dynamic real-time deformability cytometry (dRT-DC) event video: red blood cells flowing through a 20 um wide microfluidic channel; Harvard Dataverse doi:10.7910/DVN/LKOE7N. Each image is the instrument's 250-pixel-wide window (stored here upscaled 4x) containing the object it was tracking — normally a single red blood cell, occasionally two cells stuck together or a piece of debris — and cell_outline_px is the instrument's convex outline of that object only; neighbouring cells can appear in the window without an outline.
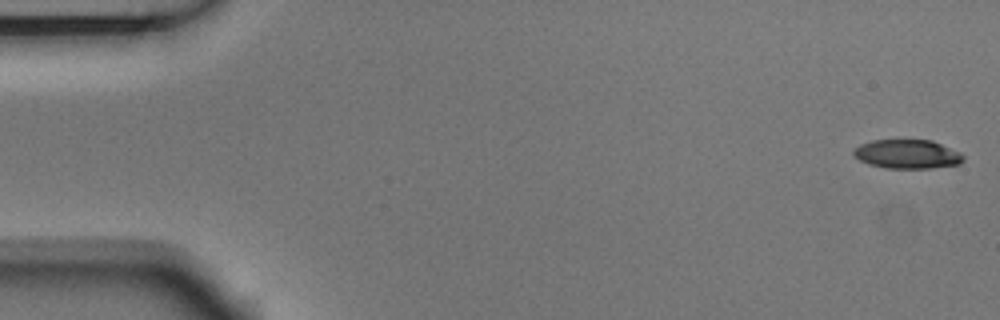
{"species": "Egyptian fruit bat (a non-hibernating species)", "species_latin": "Rousettus aegyptiacus", "temperature_condition": "room temperature", "stored_images_in_passage": 5, "camera_frame_rate_fps": 3000, "um_per_image_px": 0.085, "animal": {"sex": "male"}, "frame": {"image": 1, "passage_image": 1, "time_ms": 0.0, "image_size_px": [1000, 320], "cell_outline_px": [[964, 160], [960, 164], [932, 168], [884, 168], [868, 164], [852, 156], [852, 152], [860, 144], [872, 140], [932, 140], [960, 152], [964, 156]], "centroid_in_image_um": [77.11, 13.1], "position_along_channel_um": 7.9, "area_um2": 18.67}}
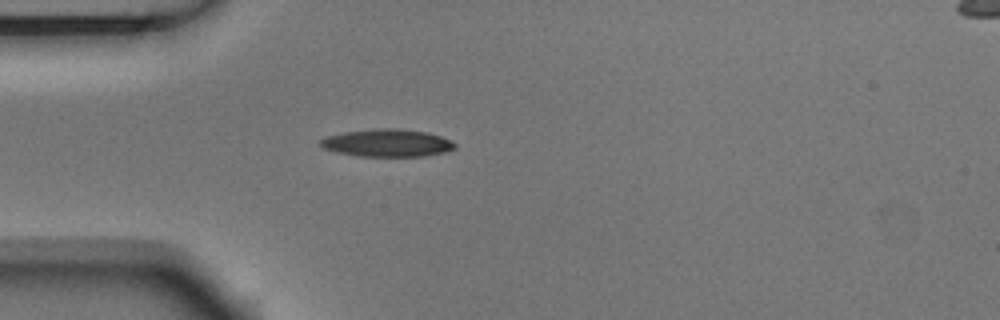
{"frame": {"image": 2, "passage_image": 5, "time_ms": 1.333, "image_size_px": [1000, 320], "cell_outline_px": [[456, 148], [444, 152], [424, 156], [360, 156], [336, 152], [324, 148], [320, 144], [320, 140], [324, 136], [344, 132], [376, 128], [396, 128], [428, 132], [452, 140], [456, 144]], "centroid_in_image_um": [32.92, 12.14], "position_along_channel_um": 52.1, "area_um2": 21.68}}